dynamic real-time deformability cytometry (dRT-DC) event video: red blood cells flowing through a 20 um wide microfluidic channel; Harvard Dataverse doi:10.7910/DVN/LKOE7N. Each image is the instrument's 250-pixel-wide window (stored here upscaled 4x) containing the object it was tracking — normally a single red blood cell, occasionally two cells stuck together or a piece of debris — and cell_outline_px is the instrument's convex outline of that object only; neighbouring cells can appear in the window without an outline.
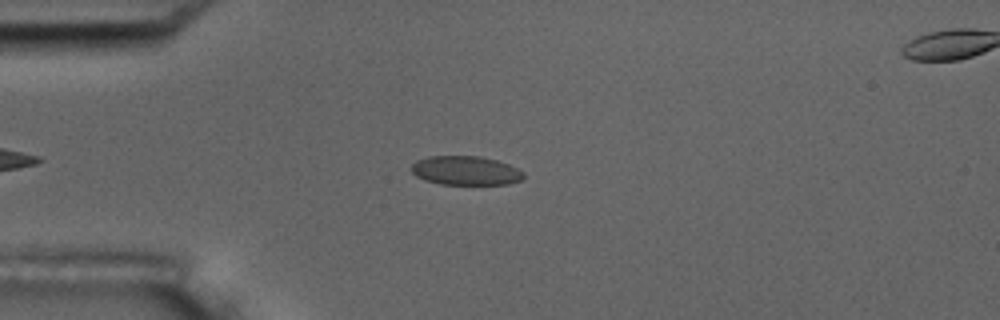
{"species": "common noctule bat (a hibernating species)", "species_latin": "Nyctalus noctula", "temperature_condition": "room temperature", "stored_images_in_passage": 6, "camera_frame_rate_fps": 3000, "um_per_image_px": 0.085, "animal": {"sex": "male", "body_mass_g": 17.5, "forearm_length_mm": 52.3}, "frame": {"image": 1, "passage_image": 4, "time_ms": 4.333, "image_size_px": [1000, 320], "cell_outline_px": [[524, 176], [520, 180], [508, 184], [440, 184], [424, 180], [416, 176], [412, 172], [412, 164], [416, 160], [428, 156], [480, 156], [496, 160], [508, 164], [524, 172]], "centroid_in_image_um": [39.56, 14.5], "position_along_channel_um": 45.4, "area_um2": 18.96}}